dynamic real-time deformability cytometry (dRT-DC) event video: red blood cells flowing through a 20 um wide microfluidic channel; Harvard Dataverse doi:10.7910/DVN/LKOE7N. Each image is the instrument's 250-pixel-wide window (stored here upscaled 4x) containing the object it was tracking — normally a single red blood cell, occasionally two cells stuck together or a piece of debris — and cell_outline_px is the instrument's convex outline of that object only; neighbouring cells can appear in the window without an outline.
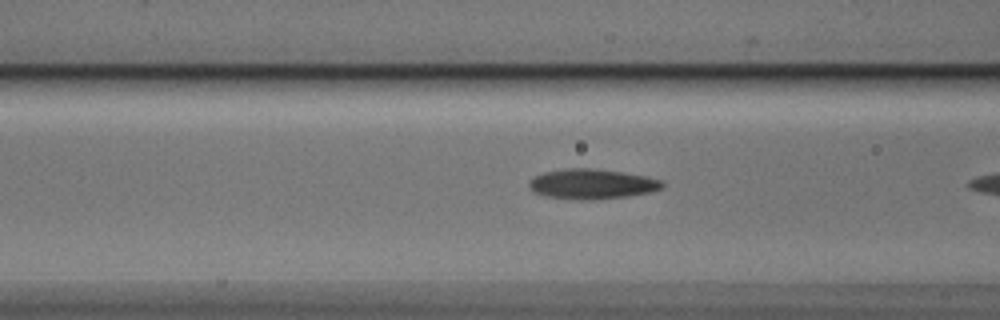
{"species": "Egyptian fruit bat (a non-hibernating species)", "species_latin": "Rousettus aegyptiacus", "temperature_condition": "cold", "stored_images_in_passage": 7, "camera_frame_rate_fps": 3000, "um_per_image_px": 0.085, "animal": {"sex": "male"}, "frame": {"image": 1, "passage_image": 6, "time_ms": 1.667, "image_size_px": [1000, 320], "cell_outline_px": [[664, 188], [652, 192], [628, 196], [596, 200], [576, 200], [544, 196], [532, 192], [528, 188], [528, 180], [544, 172], [564, 168], [592, 168], [648, 176], [660, 180], [664, 184]], "centroid_in_image_um": [50.29, 15.65], "position_along_channel_um": 116.3, "area_um2": 23.7}}